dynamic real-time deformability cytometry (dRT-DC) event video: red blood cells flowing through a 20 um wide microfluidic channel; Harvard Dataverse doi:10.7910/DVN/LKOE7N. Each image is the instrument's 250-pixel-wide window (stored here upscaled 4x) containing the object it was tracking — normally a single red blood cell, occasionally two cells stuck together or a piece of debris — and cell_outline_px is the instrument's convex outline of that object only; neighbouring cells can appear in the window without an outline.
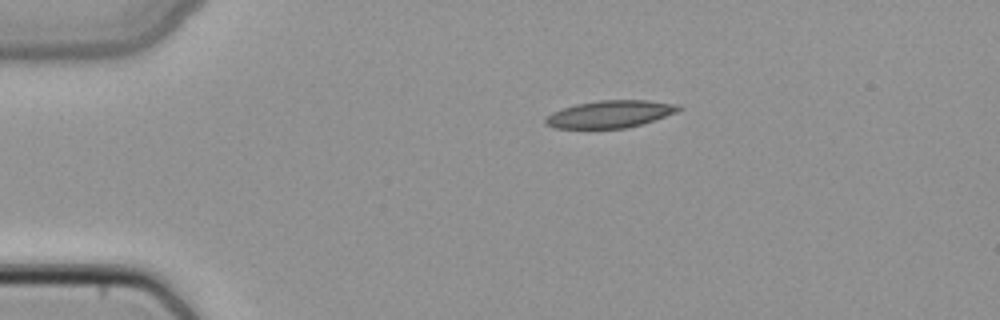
{"species": "common noctule bat (a hibernating species)", "species_latin": "Nyctalus noctula", "temperature_condition": "cold", "stored_images_in_passage": 2, "camera_frame_rate_fps": 3000, "um_per_image_px": 0.085, "animal": {"sex": "female", "body_mass_g": 22.7, "forearm_length_mm": 54.2}, "frame": {"image": 1, "passage_image": 1, "time_ms": 0.0, "image_size_px": [1000, 320], "cell_outline_px": [[684, 108], [676, 112], [628, 128], [552, 128], [544, 124], [544, 120], [552, 112], [576, 104], [600, 100], [648, 100], [680, 104]], "centroid_in_image_um": [51.86, 9.69], "position_along_channel_um": 33.1, "area_um2": 21.1}}